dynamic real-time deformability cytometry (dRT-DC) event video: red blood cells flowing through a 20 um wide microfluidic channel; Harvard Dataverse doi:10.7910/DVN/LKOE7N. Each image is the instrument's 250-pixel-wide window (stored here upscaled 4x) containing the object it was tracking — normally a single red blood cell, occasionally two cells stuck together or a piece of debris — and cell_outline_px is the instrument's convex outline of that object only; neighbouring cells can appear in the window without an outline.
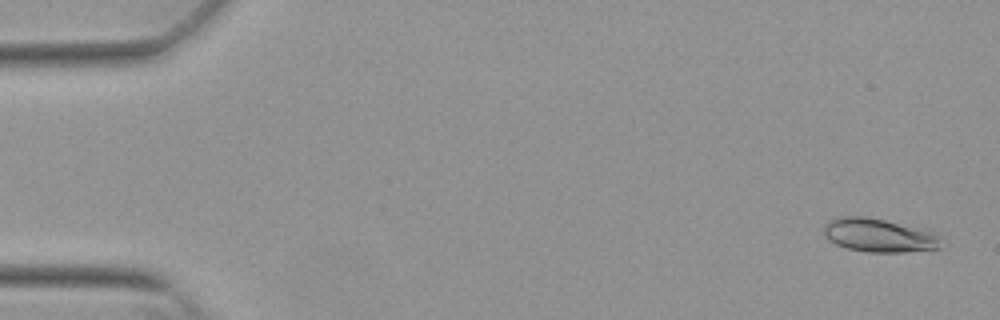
{"species": "Egyptian fruit bat (a non-hibernating species)", "species_latin": "Rousettus aegyptiacus", "temperature_condition": "warm", "stored_images_in_passage": 53, "camera_frame_rate_fps": 3000, "um_per_image_px": 0.085, "animal": {"sex": "female"}, "frame": {"image": 1, "passage_image": 2, "time_ms": 0.333, "image_size_px": [1000, 320], "cell_outline_px": [[940, 248], [904, 252], [864, 252], [848, 248], [836, 244], [824, 236], [824, 224], [840, 216], [864, 216], [884, 220], [928, 232], [936, 236]], "centroid_in_image_um": [74.58, 20.01], "position_along_channel_um": 10.4, "area_um2": 22.14}}
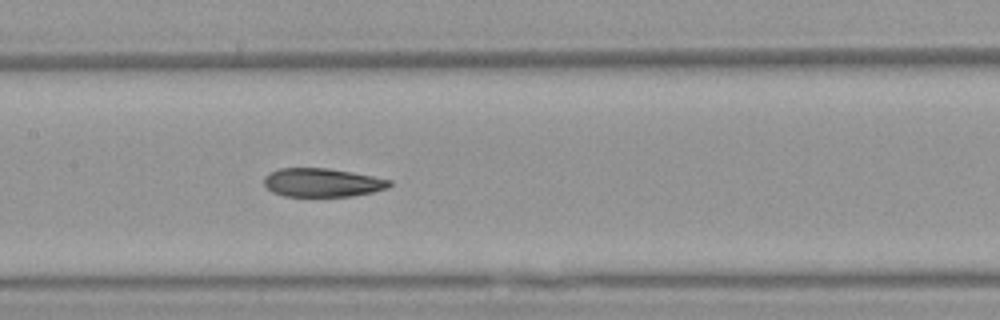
{"frame": {"image": 2, "passage_image": 26, "time_ms": 8.333, "image_size_px": [1000, 320], "cell_outline_px": [[392, 184], [388, 188], [372, 192], [352, 196], [284, 196], [272, 192], [264, 184], [264, 176], [280, 168], [328, 168], [372, 176], [392, 180]], "centroid_in_image_um": [27.4, 15.52], "position_along_channel_um": 180.0, "area_um2": 20.81}}
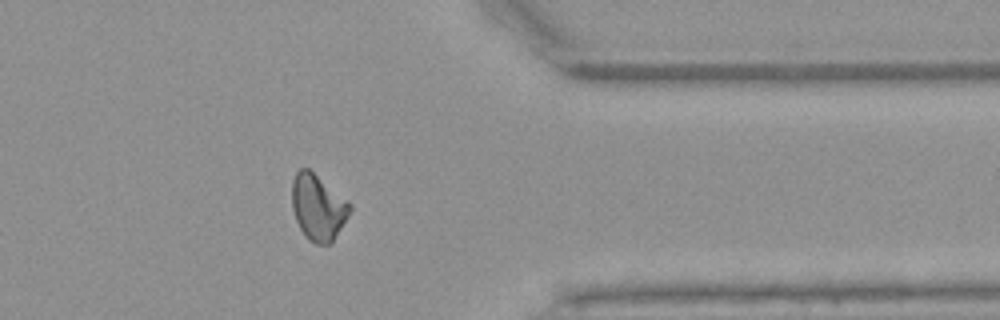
{"frame": {"image": 3, "passage_image": 43, "time_ms": 14.0, "image_size_px": [1000, 320], "cell_outline_px": [[352, 208], [348, 216], [332, 244], [316, 244], [308, 240], [304, 236], [296, 220], [292, 208], [292, 180], [296, 172], [300, 168], [308, 168], [352, 204]], "centroid_in_image_um": [27.03, 17.64], "position_along_channel_um": 384.4, "area_um2": 22.31}, "authors_computed_cell_mechanics": {"area_um2": 21.9062, "velocity_mm_per_s": 3.8456, "shape_relaxation_time_tau1_ms": 8.9063, "shape_relaxation_time_tau2_ms": 3.3892, "deformation_change_tau1": 0.2182, "deformation_change_tau2": 0.095}}